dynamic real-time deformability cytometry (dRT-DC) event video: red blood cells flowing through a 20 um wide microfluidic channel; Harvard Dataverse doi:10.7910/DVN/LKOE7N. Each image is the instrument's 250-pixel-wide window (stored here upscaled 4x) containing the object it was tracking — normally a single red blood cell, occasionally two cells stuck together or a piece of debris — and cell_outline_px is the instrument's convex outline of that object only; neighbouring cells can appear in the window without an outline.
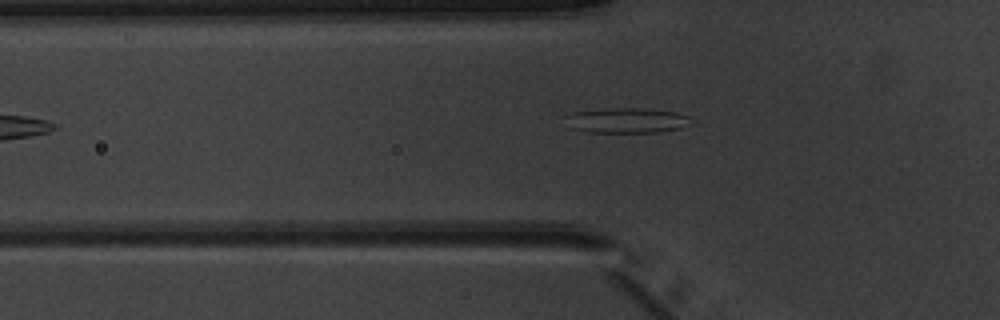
{"species": "common noctule bat (a hibernating species)", "species_latin": "Nyctalus noctula", "temperature_condition": "warm", "stored_images_in_passage": 5, "camera_frame_rate_fps": 3000, "um_per_image_px": 0.085, "animal": {"sex": "male", "body_mass_g": 20.1, "forearm_length_mm": 53.5}, "frame": {"image": 1, "passage_image": 5, "time_ms": 5.667, "image_size_px": [1000, 320], "cell_outline_px": [[692, 124], [680, 128], [660, 132], [584, 132], [568, 128], [564, 116], [572, 112], [608, 108], [644, 108], [676, 112], [688, 116], [692, 120]], "centroid_in_image_um": [53.23, 10.24], "position_along_channel_um": 72.6, "area_um2": 18.73}}